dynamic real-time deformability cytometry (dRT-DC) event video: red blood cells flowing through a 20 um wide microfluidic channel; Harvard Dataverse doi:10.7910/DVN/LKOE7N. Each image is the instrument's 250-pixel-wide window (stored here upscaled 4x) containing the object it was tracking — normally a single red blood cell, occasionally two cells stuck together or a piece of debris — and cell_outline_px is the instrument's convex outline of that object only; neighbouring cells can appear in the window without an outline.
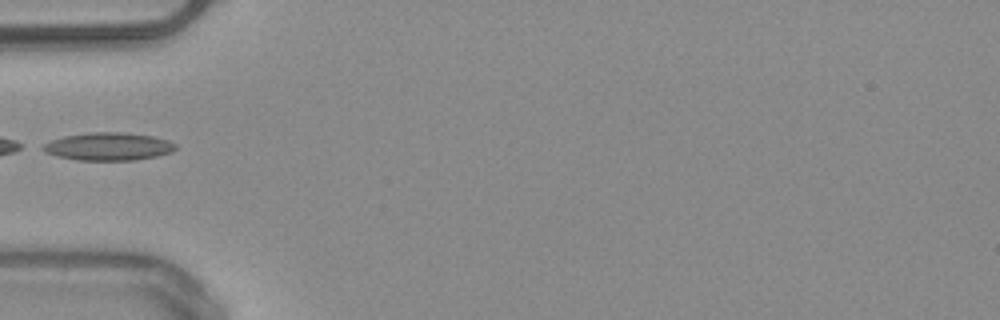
{"species": "common noctule bat (a hibernating species)", "species_latin": "Nyctalus noctula", "temperature_condition": "warm", "stored_images_in_passage": 33, "camera_frame_rate_fps": 3000, "um_per_image_px": 0.085, "animal": {"sex": "male", "body_mass_g": 20.4}, "frame": {"image": 1, "passage_image": 1, "time_ms": 0.0, "image_size_px": [1000, 320], "cell_outline_px": [[176, 148], [172, 152], [156, 156], [136, 160], [76, 160], [56, 156], [44, 152], [36, 148], [52, 140], [64, 136], [92, 132], [124, 132], [152, 136], [168, 140], [176, 144]], "centroid_in_image_um": [9.17, 12.45], "position_along_channel_um": 75.8, "area_um2": 21.68}}